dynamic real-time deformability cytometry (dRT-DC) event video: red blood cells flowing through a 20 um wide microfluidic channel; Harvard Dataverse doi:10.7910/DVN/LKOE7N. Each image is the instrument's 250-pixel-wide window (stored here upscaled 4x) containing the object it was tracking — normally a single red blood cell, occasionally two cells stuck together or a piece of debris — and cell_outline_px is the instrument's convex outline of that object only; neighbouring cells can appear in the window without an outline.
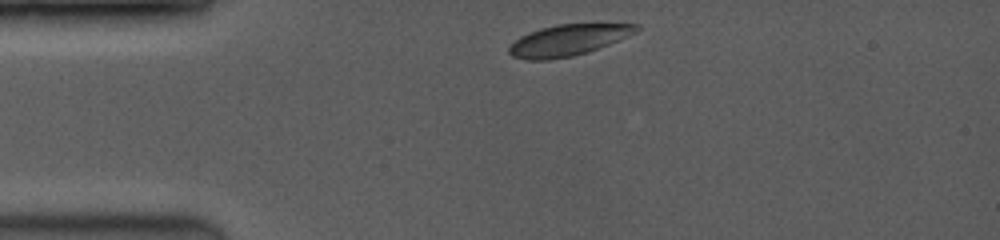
{"species": "common noctule bat (a hibernating species)", "species_latin": "Nyctalus noctula", "temperature_condition": "room temperature", "stored_images_in_passage": 22, "camera_frame_rate_fps": 3500, "um_per_image_px": 0.085, "animal": {"sex": "female", "body_mass_g": 19.0, "forearm_length_mm": 53.3}, "frame": {"image": 1, "passage_image": 1, "time_ms": 0.0, "image_size_px": [1000, 240], "cell_outline_px": [[640, 28], [636, 32], [628, 36], [588, 52], [572, 56], [548, 60], [524, 60], [512, 56], [508, 52], [508, 48], [520, 36], [528, 32], [540, 28], [556, 24], [640, 24]], "centroid_in_image_um": [48.26, 3.41], "position_along_channel_um": 36.7, "area_um2": 23.06}}
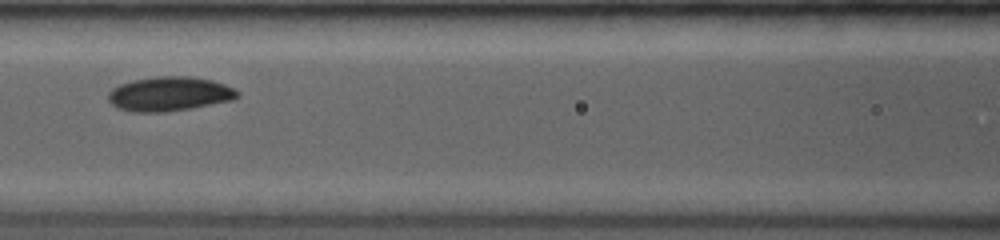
{"frame": {"image": 2, "passage_image": 11, "time_ms": 3.714, "image_size_px": [1000, 240], "cell_outline_px": [[240, 96], [232, 100], [192, 108], [164, 112], [132, 112], [116, 108], [108, 100], [108, 92], [112, 88], [120, 84], [132, 80], [156, 76], [188, 76], [212, 80], [224, 84], [240, 92]], "centroid_in_image_um": [14.38, 7.98], "position_along_channel_um": 152.2, "area_um2": 26.01}}
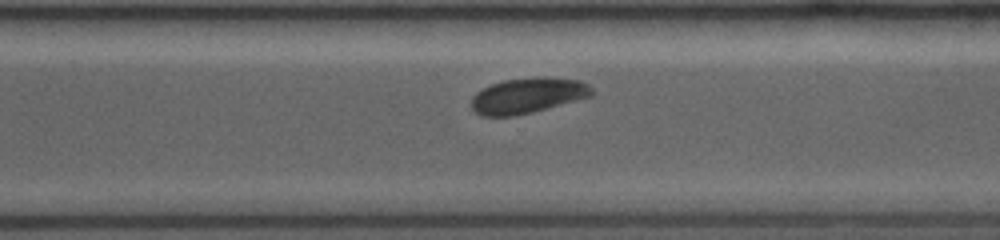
{"frame": {"image": 3, "passage_image": 22, "time_ms": 8.0, "image_size_px": [1000, 240], "cell_outline_px": [[592, 96], [532, 112], [512, 116], [480, 116], [472, 108], [472, 96], [476, 92], [492, 84], [504, 80], [544, 76], [580, 80], [588, 84], [592, 88]], "centroid_in_image_um": [44.86, 8.11], "position_along_channel_um": 325.7, "area_um2": 24.8}}